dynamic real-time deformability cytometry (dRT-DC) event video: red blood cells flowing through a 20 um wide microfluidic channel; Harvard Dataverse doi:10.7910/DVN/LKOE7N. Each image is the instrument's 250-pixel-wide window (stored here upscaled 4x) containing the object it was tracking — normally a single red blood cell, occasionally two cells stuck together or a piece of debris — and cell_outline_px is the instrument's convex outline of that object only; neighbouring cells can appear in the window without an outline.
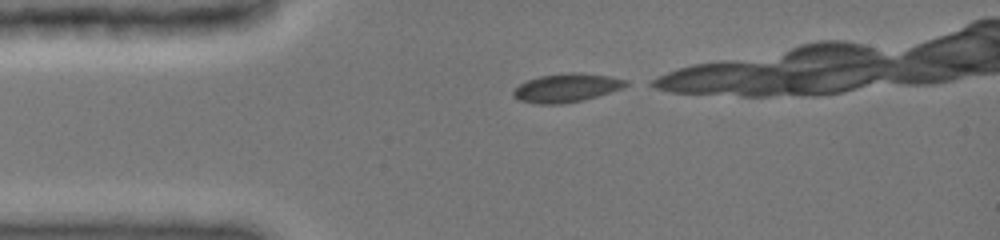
{"species": "common noctule bat (a hibernating species)", "species_latin": "Nyctalus noctula", "temperature_condition": "cold", "stored_images_in_passage": 18, "camera_frame_rate_fps": 3000, "um_per_image_px": 0.085, "animal": {"sex": "female", "body_mass_g": 19.0, "forearm_length_mm": 51.5}, "frame": {"image": 1, "passage_image": 1, "time_ms": 0.0, "image_size_px": [1000, 240], "cell_outline_px": [[632, 84], [624, 88], [584, 100], [560, 104], [536, 104], [520, 100], [512, 96], [512, 92], [520, 84], [528, 80], [540, 76], [568, 72], [580, 72], [608, 76], [628, 80]], "centroid_in_image_um": [48.2, 7.46], "position_along_channel_um": 36.8, "area_um2": 18.9}}
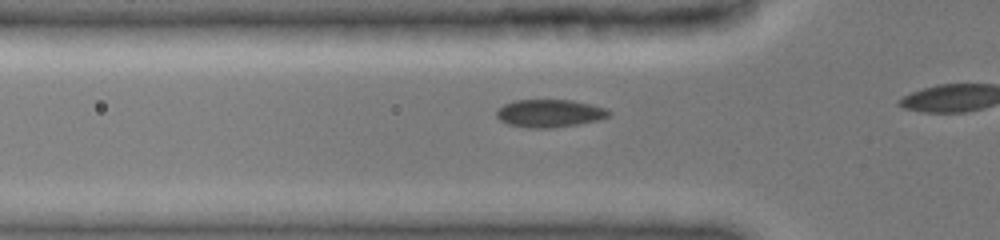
{"frame": {"image": 2, "passage_image": 7, "time_ms": 1.667, "image_size_px": [1000, 240], "cell_outline_px": [[612, 116], [600, 120], [580, 124], [552, 128], [528, 128], [508, 124], [500, 120], [496, 116], [496, 112], [504, 104], [516, 100], [572, 100], [592, 104], [604, 108], [612, 112]], "centroid_in_image_um": [46.77, 9.64], "position_along_channel_um": 79.0, "area_um2": 18.38}}
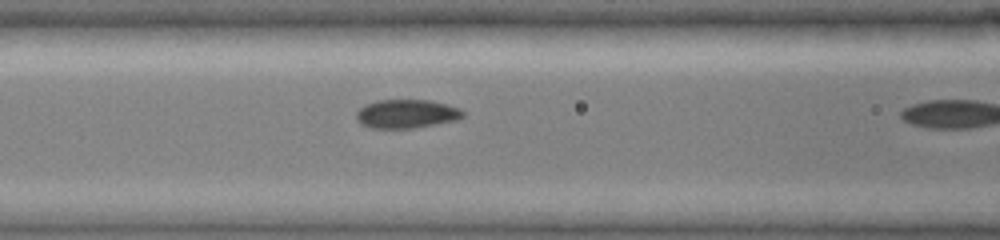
{"frame": {"image": 3, "passage_image": 16, "time_ms": 3.0, "image_size_px": [1000, 240], "cell_outline_px": [[464, 116], [460, 120], [416, 128], [368, 128], [360, 124], [356, 120], [356, 112], [364, 104], [376, 100], [428, 100], [448, 104], [460, 108], [464, 112]], "centroid_in_image_um": [34.56, 9.68], "position_along_channel_um": 132.0, "area_um2": 18.26}}